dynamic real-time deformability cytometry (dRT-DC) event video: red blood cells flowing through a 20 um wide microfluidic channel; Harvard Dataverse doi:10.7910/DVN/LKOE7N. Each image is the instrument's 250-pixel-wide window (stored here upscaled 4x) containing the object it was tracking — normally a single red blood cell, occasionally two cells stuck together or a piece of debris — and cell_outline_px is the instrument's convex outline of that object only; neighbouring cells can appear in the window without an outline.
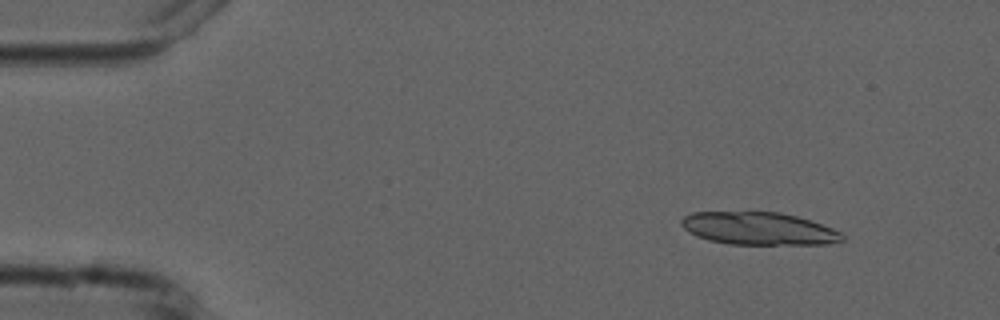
{"species": "common noctule bat (a hibernating species)", "species_latin": "Nyctalus noctula", "temperature_condition": "cold", "stored_images_in_passage": 3, "camera_frame_rate_fps": 3000, "um_per_image_px": 0.085, "animal": {"sex": "male", "forearm_length_mm": 52.5}, "frame": {"image": 1, "passage_image": 1, "time_ms": 0.0, "image_size_px": [1000, 320], "cell_outline_px": [[844, 240], [828, 244], [728, 244], [708, 240], [696, 236], [684, 228], [680, 224], [680, 220], [684, 216], [692, 212], [780, 212], [796, 216], [844, 232]], "centroid_in_image_um": [64.48, 19.43], "position_along_channel_um": 20.5, "area_um2": 30.63}}